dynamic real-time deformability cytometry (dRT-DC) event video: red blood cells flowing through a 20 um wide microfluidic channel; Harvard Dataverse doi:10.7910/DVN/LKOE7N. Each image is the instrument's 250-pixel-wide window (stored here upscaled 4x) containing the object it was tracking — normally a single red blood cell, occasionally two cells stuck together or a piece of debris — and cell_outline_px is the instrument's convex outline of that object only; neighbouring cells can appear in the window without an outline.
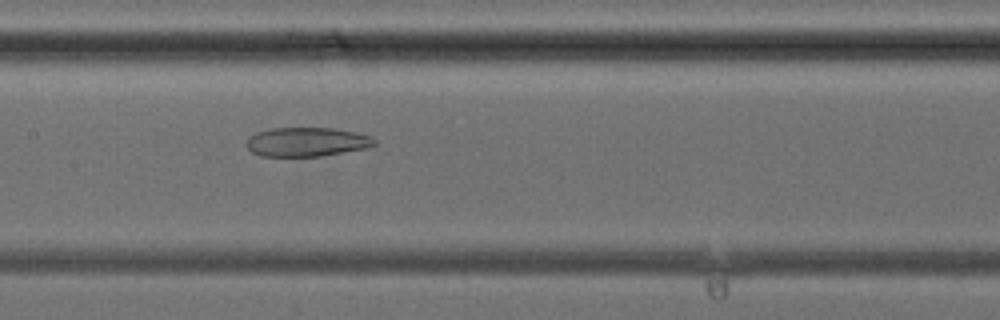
{"species": "common noctule bat (a hibernating species)", "species_latin": "Nyctalus noctula", "temperature_condition": "cold", "stored_images_in_passage": 39, "camera_frame_rate_fps": 3000, "um_per_image_px": 0.085, "animal": {"sex": "female", "body_mass_g": 24.6, "forearm_length_mm": 56.2}, "frame": {"image": 1, "passage_image": 19, "time_ms": 6.0, "image_size_px": [1000, 320], "cell_outline_px": [[376, 144], [368, 148], [320, 156], [260, 156], [252, 152], [248, 148], [248, 140], [256, 132], [268, 128], [336, 128], [356, 132], [372, 136], [376, 140]], "centroid_in_image_um": [26.12, 12.06], "position_along_channel_um": 181.3, "area_um2": 21.73}}
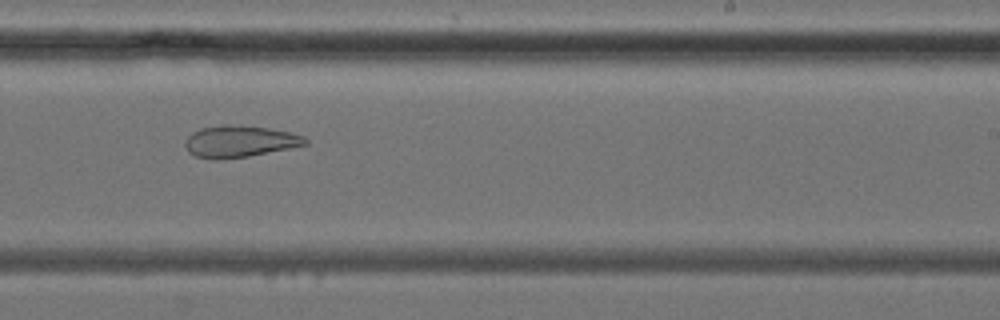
{"frame": {"image": 2, "passage_image": 24, "time_ms": 7.667, "image_size_px": [1000, 320], "cell_outline_px": [[308, 144], [248, 156], [216, 160], [212, 160], [196, 156], [188, 152], [184, 144], [188, 136], [192, 132], [200, 128], [268, 128], [288, 132], [304, 136], [308, 140]], "centroid_in_image_um": [20.36, 12.08], "position_along_channel_um": 268.6, "area_um2": 21.04}}
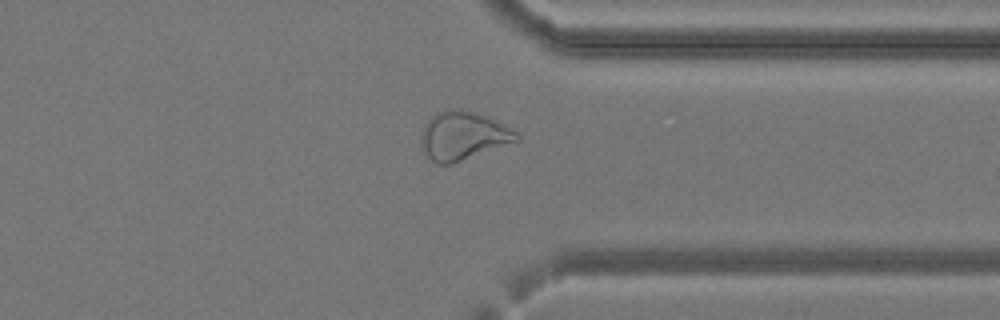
{"frame": {"image": 3, "passage_image": 30, "time_ms": 9.667, "image_size_px": [1000, 320], "cell_outline_px": [[520, 140], [452, 164], [436, 164], [428, 156], [420, 140], [424, 124], [436, 112], [448, 108], [456, 108], [488, 116], [516, 132], [520, 136]], "centroid_in_image_um": [39.35, 11.53], "position_along_channel_um": 372.0, "area_um2": 26.76}}